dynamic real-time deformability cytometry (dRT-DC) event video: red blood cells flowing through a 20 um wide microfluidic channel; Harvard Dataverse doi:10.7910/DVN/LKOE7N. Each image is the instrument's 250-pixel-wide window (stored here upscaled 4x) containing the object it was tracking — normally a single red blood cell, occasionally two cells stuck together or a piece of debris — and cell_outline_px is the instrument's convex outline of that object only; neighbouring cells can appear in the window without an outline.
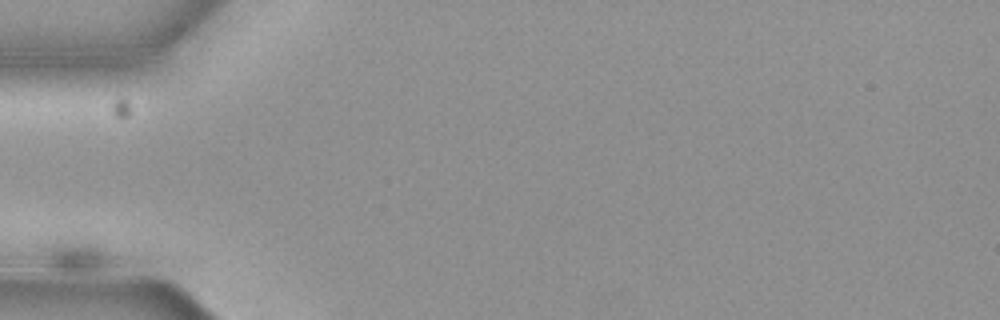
{"species": "common noctule bat (a hibernating species)", "species_latin": "Nyctalus noctula", "temperature_condition": "cold", "stored_images_in_passage": 7, "camera_frame_rate_fps": 3000, "um_per_image_px": 0.085, "animal": {"sex": "female", "body_mass_g": 19.3, "forearm_length_mm": 54.1}, "frame": {"image": 1, "passage_image": 1, "time_ms": 0.0, "image_size_px": [1000, 320], "cell_outline_px": [[100, 264], [96, 268], [84, 272], [60, 272], [48, 268], [52, 248], [56, 240], [80, 240], [96, 244], [100, 252]], "centroid_in_image_um": [6.31, 21.79], "position_along_channel_um": 78.7, "area_um2": 10.4}}
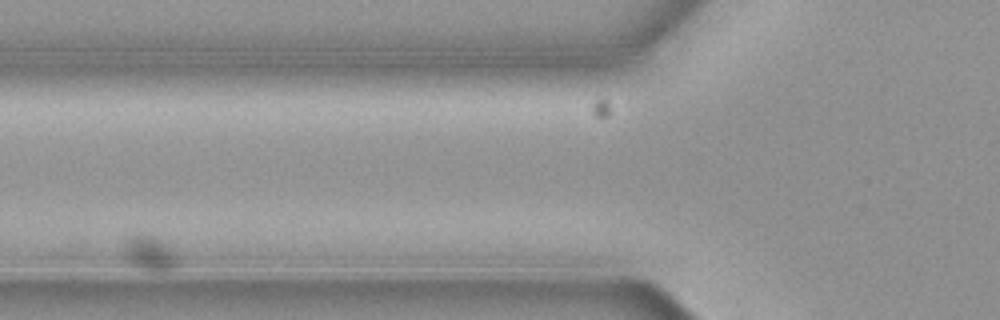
{"frame": {"image": 2, "passage_image": 2, "time_ms": 0.333, "image_size_px": [1000, 320], "cell_outline_px": [[180, 264], [176, 268], [168, 272], [152, 272], [136, 268], [124, 260], [120, 252], [124, 244], [128, 240], [136, 236], [156, 236], [176, 256]], "centroid_in_image_um": [12.68, 21.64], "position_along_channel_um": 113.1, "area_um2": 11.16}}
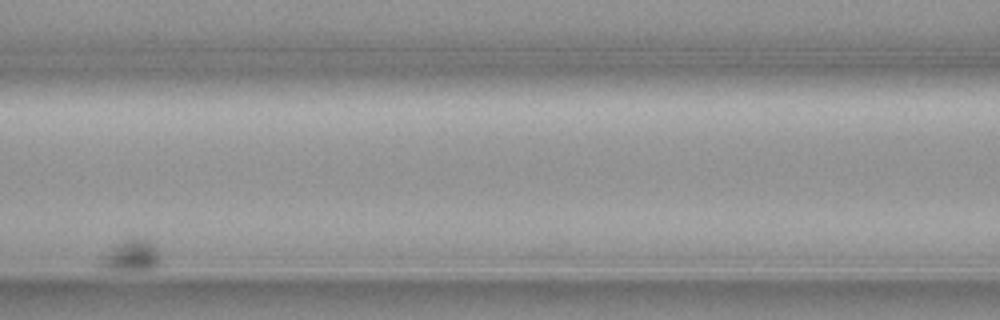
{"frame": {"image": 3, "passage_image": 4, "time_ms": 1.0, "image_size_px": [1000, 320], "cell_outline_px": [[160, 264], [156, 268], [144, 272], [140, 272], [100, 268], [96, 264], [116, 244], [124, 240], [152, 240], [160, 252]], "centroid_in_image_um": [11.22, 21.81], "position_along_channel_um": 155.4, "area_um2": 11.21}}